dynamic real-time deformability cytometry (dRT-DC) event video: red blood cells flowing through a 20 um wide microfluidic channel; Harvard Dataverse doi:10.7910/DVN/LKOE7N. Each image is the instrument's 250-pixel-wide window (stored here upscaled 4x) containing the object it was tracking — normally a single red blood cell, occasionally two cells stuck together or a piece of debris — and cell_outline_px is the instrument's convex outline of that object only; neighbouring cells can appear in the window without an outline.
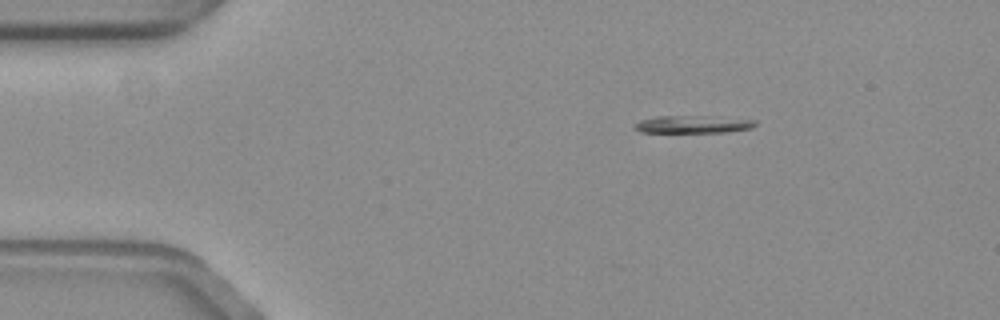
{"species": "common noctule bat (a hibernating species)", "species_latin": "Nyctalus noctula", "temperature_condition": "warm", "stored_images_in_passage": 12, "camera_frame_rate_fps": 3000, "um_per_image_px": 0.085, "animal": {"sex": "female", "body_mass_g": 19.3, "forearm_length_mm": 54.1}, "frame": {"image": 1, "passage_image": 1, "time_ms": 0.0, "image_size_px": [1000, 320], "cell_outline_px": [[756, 124], [752, 128], [728, 132], [640, 132], [632, 128], [640, 120], [656, 116], [712, 116], [756, 120]], "centroid_in_image_um": [58.9, 10.56], "position_along_channel_um": 26.1, "area_um2": 12.37}}
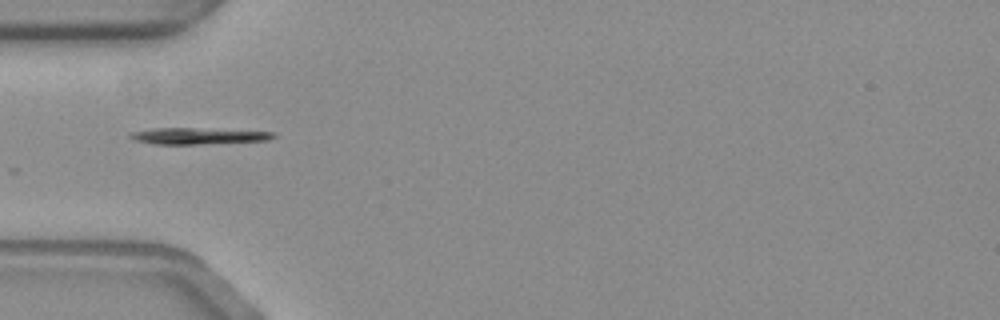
{"frame": {"image": 2, "passage_image": 10, "time_ms": 3.0, "image_size_px": [1000, 320], "cell_outline_px": [[276, 136], [264, 140], [200, 144], [156, 144], [136, 140], [128, 136], [132, 132], [152, 128], [192, 128], [272, 132]], "centroid_in_image_um": [16.76, 11.55], "position_along_channel_um": 68.2, "area_um2": 13.24}}